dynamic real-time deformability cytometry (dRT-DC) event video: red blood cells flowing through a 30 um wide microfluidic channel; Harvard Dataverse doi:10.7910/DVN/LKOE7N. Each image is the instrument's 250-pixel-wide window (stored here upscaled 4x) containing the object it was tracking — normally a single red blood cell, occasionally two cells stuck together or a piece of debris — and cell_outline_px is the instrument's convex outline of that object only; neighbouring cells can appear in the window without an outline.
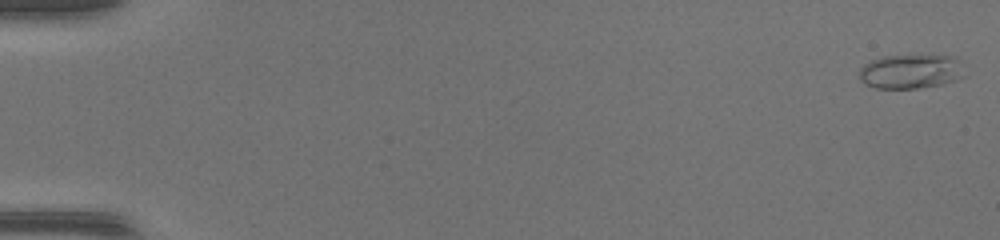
{"species": "common noctule bat (a hibernating species)", "species_latin": "Nyctalus noctula", "temperature_condition": "warm", "stored_images_in_passage": 49, "camera_frame_rate_fps": 3000, "um_per_image_px": 0.085, "animal": {"sex": "female", "body_mass_g": 17.0, "forearm_length_mm": 48.0}, "frame": {"image": 1, "passage_image": 1, "time_ms": 0.0, "image_size_px": [1000, 240], "cell_outline_px": [[964, 76], [956, 80], [940, 84], [916, 88], [876, 88], [864, 84], [860, 80], [860, 68], [864, 64], [872, 60], [884, 56], [948, 56], [956, 60]], "centroid_in_image_um": [77.33, 6.09], "position_along_channel_um": 7.7, "area_um2": 20.46}}
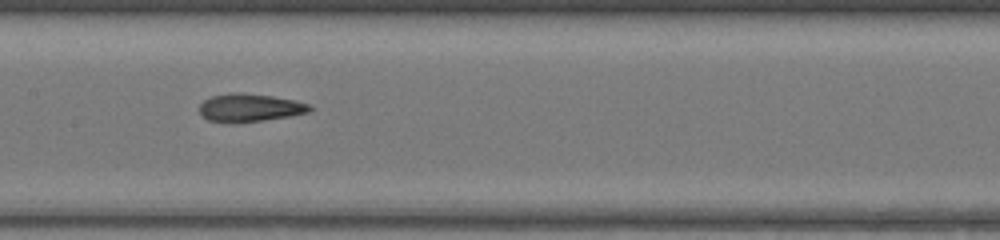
{"frame": {"image": 2, "passage_image": 26, "time_ms": 8.333, "image_size_px": [1000, 240], "cell_outline_px": [[316, 108], [308, 112], [288, 116], [264, 120], [208, 120], [200, 112], [200, 104], [204, 100], [212, 96], [232, 92], [240, 92], [272, 96], [296, 100], [312, 104]], "centroid_in_image_um": [21.33, 9.1], "position_along_channel_um": 186.1, "area_um2": 17.46}}
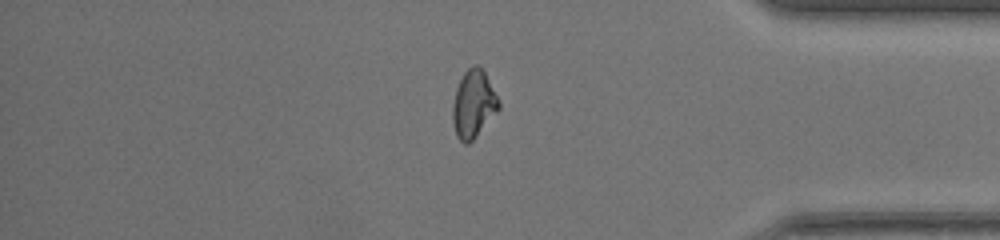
{"frame": {"image": 3, "passage_image": 42, "time_ms": 13.667, "image_size_px": [1000, 240], "cell_outline_px": [[500, 108], [472, 140], [468, 144], [464, 144], [456, 136], [452, 120], [452, 104], [456, 88], [464, 72], [472, 64], [476, 64], [484, 72], [500, 104]], "centroid_in_image_um": [40.21, 8.85], "position_along_channel_um": 395.0, "area_um2": 17.86}, "authors_computed_cell_mechanics": {"area_um2": 18.207, "velocity_mm_per_s": 4.3363, "shape_relaxation_time_tau1_ms": null, "shape_relaxation_time_tau2_ms": 2.0905, "deformation_change_tau1": null, "deformation_change_tau2": 0.0921}}